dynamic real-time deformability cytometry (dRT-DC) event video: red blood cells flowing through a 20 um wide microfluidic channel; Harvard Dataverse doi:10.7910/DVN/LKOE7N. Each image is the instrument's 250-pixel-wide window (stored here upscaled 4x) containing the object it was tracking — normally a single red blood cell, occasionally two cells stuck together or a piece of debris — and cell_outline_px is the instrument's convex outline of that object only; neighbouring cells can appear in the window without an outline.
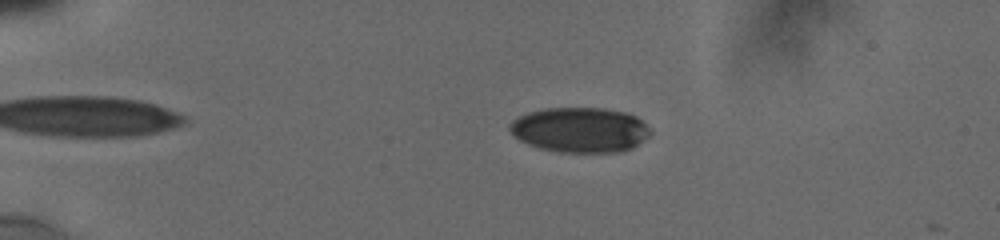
{"species": "human", "species_latin": "Homo sapiens", "temperature_condition": "cold", "stored_images_in_passage": 45, "camera_frame_rate_fps": 3000, "um_per_image_px": 0.085, "donor": {"sex": "male"}, "frame": {"image": 1, "passage_image": 1, "time_ms": 0.0, "image_size_px": [1000, 240], "cell_outline_px": [[652, 132], [648, 136], [632, 148], [620, 152], [560, 152], [540, 148], [528, 144], [512, 136], [508, 128], [508, 124], [512, 120], [528, 112], [544, 108], [604, 108], [624, 112], [636, 116]], "centroid_in_image_um": [49.26, 11.04], "position_along_channel_um": 35.7, "area_um2": 36.93}}
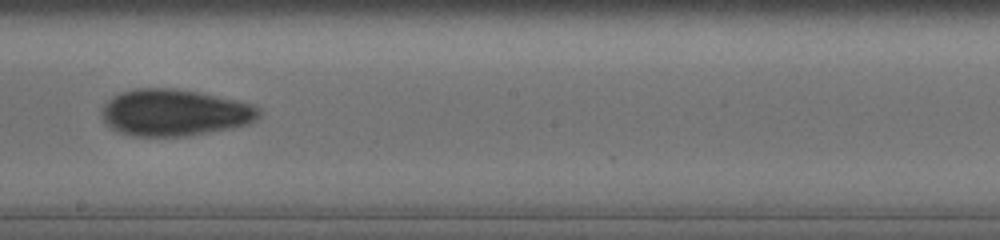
{"frame": {"image": 2, "passage_image": 22, "time_ms": 7.0, "image_size_px": [1000, 240], "cell_outline_px": [[260, 116], [256, 120], [248, 124], [232, 128], [188, 136], [132, 136], [120, 132], [104, 124], [100, 112], [104, 104], [112, 96], [136, 88], [172, 88], [200, 92], [236, 100], [252, 104], [260, 108]], "centroid_in_image_um": [14.83, 9.58], "position_along_channel_um": 233.4, "area_um2": 43.0}}
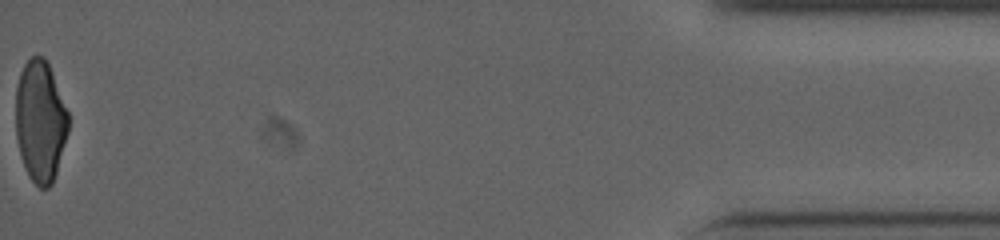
{"frame": {"image": 3, "passage_image": 45, "time_ms": 14.333, "image_size_px": [1000, 240], "cell_outline_px": [[68, 132], [56, 172], [52, 184], [48, 188], [40, 188], [28, 176], [20, 156], [16, 136], [16, 88], [20, 72], [24, 64], [32, 56], [44, 56], [52, 72], [68, 112]], "centroid_in_image_um": [3.41, 10.31], "position_along_channel_um": 431.8, "area_um2": 37.22}, "authors_computed_cell_mechanics": {"area_um2": 40.4022, "velocity_mm_per_s": 3.8248, "shape_relaxation_time_tau1_ms": 7.3109, "shape_relaxation_time_tau2_ms": 2.3044, "deformation_change_tau1": 0.185, "deformation_change_tau2": 0.0705}}